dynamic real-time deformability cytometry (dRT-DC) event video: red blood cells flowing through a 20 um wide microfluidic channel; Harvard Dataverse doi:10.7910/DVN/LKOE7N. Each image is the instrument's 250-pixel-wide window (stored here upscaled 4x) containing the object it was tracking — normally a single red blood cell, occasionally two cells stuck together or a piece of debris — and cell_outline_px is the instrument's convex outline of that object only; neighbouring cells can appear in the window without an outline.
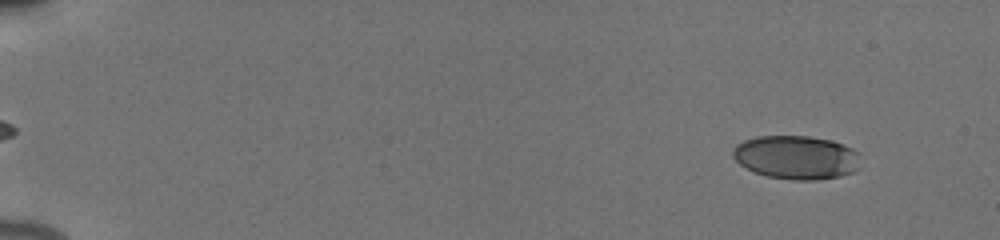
{"species": "human", "species_latin": "Homo sapiens", "temperature_condition": "cold", "stored_images_in_passage": 54, "camera_frame_rate_fps": 3000, "um_per_image_px": 0.085, "donor": {"sex": "male"}, "frame": {"image": 1, "passage_image": 5, "time_ms": 1.333, "image_size_px": [1000, 240], "cell_outline_px": [[860, 152], [856, 168], [852, 172], [840, 176], [816, 180], [792, 180], [768, 176], [756, 172], [740, 164], [732, 156], [732, 148], [736, 144], [744, 140], [756, 136], [808, 136], [832, 140], [844, 144]], "centroid_in_image_um": [67.68, 13.36], "position_along_channel_um": 17.3, "area_um2": 32.48}}
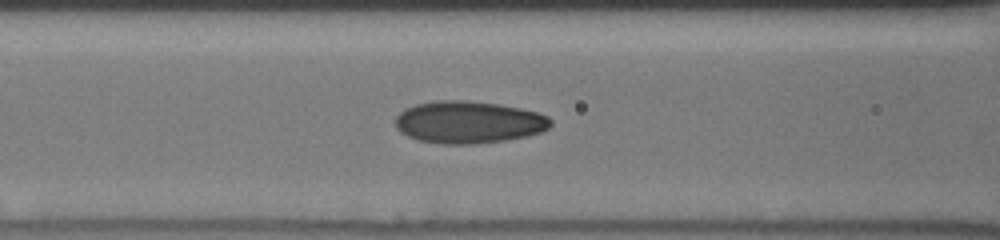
{"frame": {"image": 2, "passage_image": 25, "time_ms": 8.0, "image_size_px": [1000, 240], "cell_outline_px": [[552, 124], [548, 128], [540, 132], [524, 136], [504, 140], [472, 144], [444, 144], [420, 140], [408, 136], [400, 132], [396, 128], [396, 116], [404, 108], [416, 104], [436, 100], [464, 100], [496, 104], [520, 108], [536, 112], [548, 116], [552, 120]], "centroid_in_image_um": [39.8, 10.38], "position_along_channel_um": 126.8, "area_um2": 38.03}}
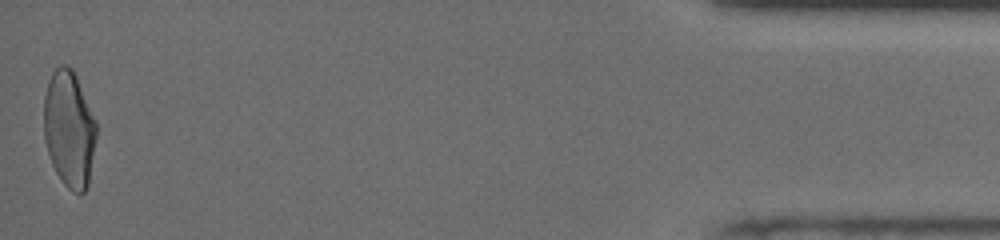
{"frame": {"image": 3, "passage_image": 54, "time_ms": 17.667, "image_size_px": [1000, 240], "cell_outline_px": [[96, 136], [88, 184], [84, 192], [72, 192], [64, 184], [56, 172], [52, 164], [44, 140], [44, 96], [48, 80], [52, 72], [60, 64], [68, 64], [72, 68], [76, 76], [96, 120]], "centroid_in_image_um": [5.87, 10.93], "position_along_channel_um": 429.3, "area_um2": 35.6}, "authors_computed_cell_mechanics": {"area_um2": 35.0268, "velocity_mm_per_s": 3.9127, "shape_relaxation_time_tau1_ms": 3.9952, "shape_relaxation_time_tau2_ms": 1.0031, "deformation_change_tau1": 0.1595, "deformation_change_tau2": 0.0632}}